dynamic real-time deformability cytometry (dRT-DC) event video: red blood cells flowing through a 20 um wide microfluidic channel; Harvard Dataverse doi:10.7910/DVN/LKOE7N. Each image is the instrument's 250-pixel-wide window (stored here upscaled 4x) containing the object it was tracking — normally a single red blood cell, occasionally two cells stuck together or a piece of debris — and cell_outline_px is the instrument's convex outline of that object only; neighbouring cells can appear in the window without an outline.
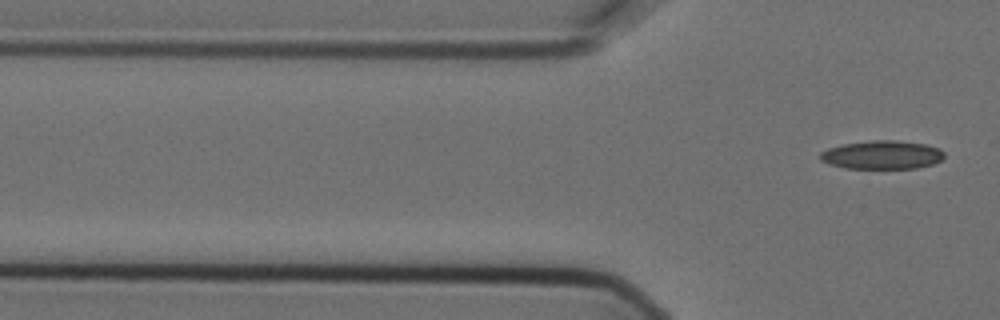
{"species": "Egyptian fruit bat (a non-hibernating species)", "species_latin": "Rousettus aegyptiacus", "temperature_condition": "cold", "stored_images_in_passage": 6, "segment_of_instrument_passage": [2, 2], "camera_frame_rate_fps": 3000, "um_per_image_px": 0.085, "animal": {"sex": "female"}, "frame": {"image": 1, "passage_image": 6, "time_ms": 1.667, "image_size_px": [1000, 320], "cell_outline_px": [[944, 156], [940, 160], [932, 164], [916, 168], [844, 168], [828, 164], [820, 160], [820, 152], [828, 148], [844, 144], [868, 140], [896, 140], [924, 144], [940, 148], [944, 152]], "centroid_in_image_um": [74.95, 13.16], "position_along_channel_um": 50.8, "area_um2": 20.63}}